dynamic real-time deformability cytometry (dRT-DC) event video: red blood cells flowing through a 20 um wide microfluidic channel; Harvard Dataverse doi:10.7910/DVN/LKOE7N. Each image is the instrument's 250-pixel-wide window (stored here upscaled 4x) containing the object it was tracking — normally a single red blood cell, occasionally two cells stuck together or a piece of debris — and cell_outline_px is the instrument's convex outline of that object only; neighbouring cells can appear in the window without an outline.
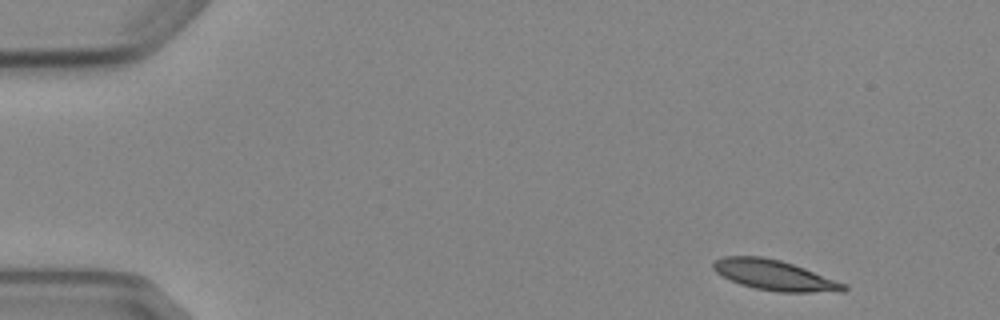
{"species": "Egyptian fruit bat (a non-hibernating species)", "species_latin": "Rousettus aegyptiacus", "temperature_condition": "cold", "stored_images_in_passage": 4, "camera_frame_rate_fps": 3000, "um_per_image_px": 0.085, "animal": {"sex": "female"}, "frame": {"image": 1, "passage_image": 1, "time_ms": 0.0, "image_size_px": [1000, 320], "cell_outline_px": [[848, 288], [844, 292], [776, 292], [756, 288], [740, 284], [716, 272], [712, 268], [712, 264], [716, 260], [724, 256], [760, 256], [780, 260], [804, 268], [848, 284]], "centroid_in_image_um": [65.88, 23.4], "position_along_channel_um": 19.1, "area_um2": 22.95}}
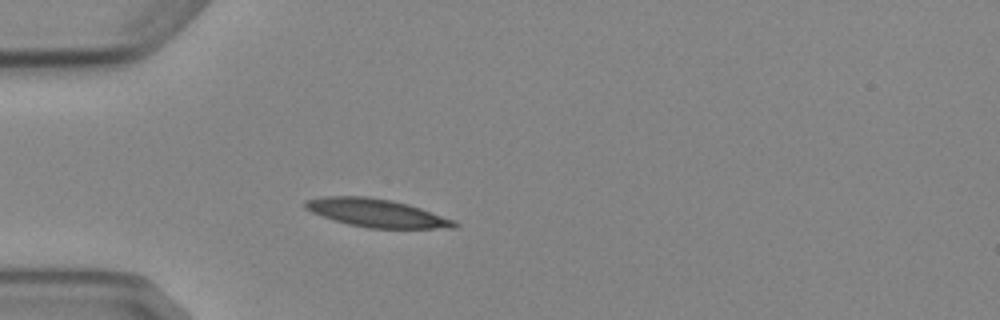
{"frame": {"image": 2, "passage_image": 4, "time_ms": 3.333, "image_size_px": [1000, 320], "cell_outline_px": [[460, 224], [456, 228], [368, 228], [348, 224], [312, 212], [304, 208], [304, 200], [324, 196], [368, 196], [392, 200], [408, 204], [456, 220]], "centroid_in_image_um": [32.04, 18.1], "position_along_channel_um": 53.0, "area_um2": 24.45}}